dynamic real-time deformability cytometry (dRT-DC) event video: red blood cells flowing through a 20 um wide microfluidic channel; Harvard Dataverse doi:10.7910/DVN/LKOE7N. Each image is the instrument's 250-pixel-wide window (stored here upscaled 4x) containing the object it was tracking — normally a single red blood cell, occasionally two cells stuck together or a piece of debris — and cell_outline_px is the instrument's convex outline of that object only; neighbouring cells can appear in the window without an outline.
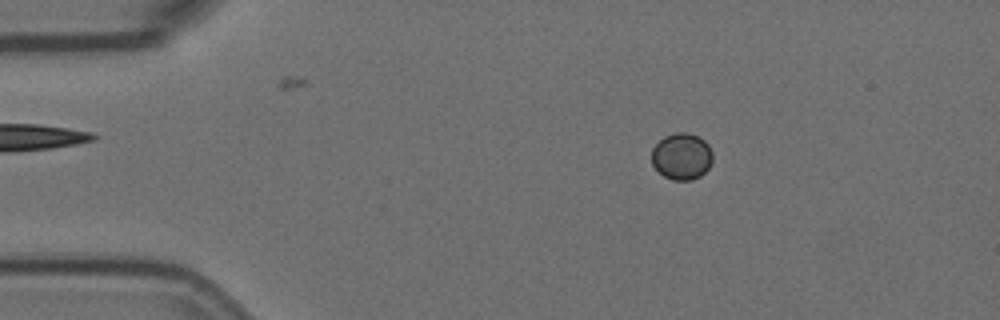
{"species": "Egyptian fruit bat (a non-hibernating species)", "species_latin": "Rousettus aegyptiacus", "temperature_condition": "room temperature", "stored_images_in_passage": 2, "camera_frame_rate_fps": 3000, "um_per_image_px": 0.085, "animal": {"sex": "female"}, "frame": {"image": 1, "passage_image": 2, "time_ms": 0.333, "image_size_px": [1000, 320], "cell_outline_px": [[712, 160], [708, 168], [700, 176], [692, 180], [672, 180], [664, 176], [652, 164], [652, 148], [664, 136], [676, 132], [684, 132], [696, 136], [704, 140], [708, 144], [712, 152]], "centroid_in_image_um": [57.94, 13.29], "position_along_channel_um": 27.1, "area_um2": 16.47}}